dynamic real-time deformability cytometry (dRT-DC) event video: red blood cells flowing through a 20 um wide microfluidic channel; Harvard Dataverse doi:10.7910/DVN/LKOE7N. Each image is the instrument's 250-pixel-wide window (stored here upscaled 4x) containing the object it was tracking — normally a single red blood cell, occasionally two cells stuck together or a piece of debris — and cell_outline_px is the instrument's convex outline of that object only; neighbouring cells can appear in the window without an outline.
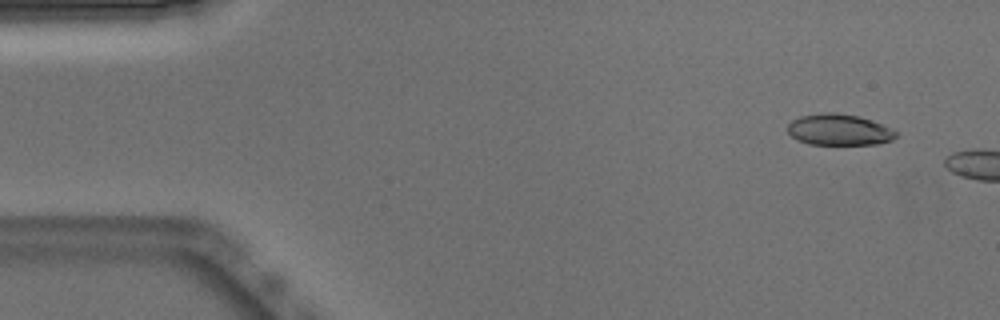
{"species": "Egyptian fruit bat (a non-hibernating species)", "species_latin": "Rousettus aegyptiacus", "temperature_condition": "warm", "stored_images_in_passage": 7, "camera_frame_rate_fps": 3000, "um_per_image_px": 0.085, "animal": {"sex": "male"}, "frame": {"image": 1, "passage_image": 3, "time_ms": 0.667, "image_size_px": [1000, 320], "cell_outline_px": [[900, 132], [892, 140], [876, 144], [808, 144], [796, 140], [788, 132], [788, 124], [792, 120], [800, 116], [824, 112], [836, 112], [860, 116], [872, 120], [892, 128]], "centroid_in_image_um": [71.34, 11.02], "position_along_channel_um": 13.7, "area_um2": 19.94}}